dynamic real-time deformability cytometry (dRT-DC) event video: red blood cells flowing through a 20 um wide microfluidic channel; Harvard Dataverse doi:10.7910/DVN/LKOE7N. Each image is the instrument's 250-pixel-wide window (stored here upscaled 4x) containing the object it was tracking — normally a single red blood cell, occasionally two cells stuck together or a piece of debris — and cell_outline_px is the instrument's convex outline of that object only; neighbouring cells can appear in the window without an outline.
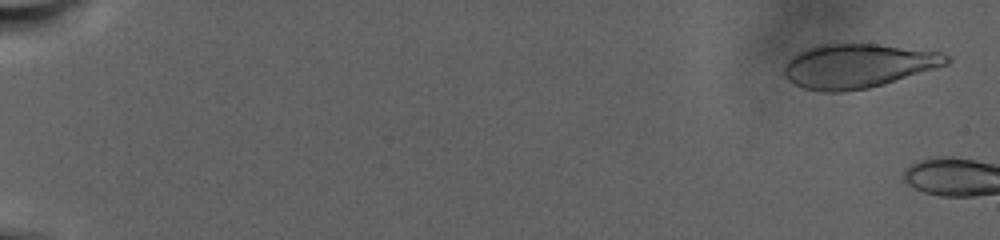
{"species": "human", "species_latin": "Homo sapiens", "temperature_condition": "warm", "stored_images_in_passage": 10, "camera_frame_rate_fps": 3000, "um_per_image_px": 0.085, "donor": {"sex": "male"}, "frame": {"image": 1, "passage_image": 4, "time_ms": 1.0, "image_size_px": [1000, 240], "cell_outline_px": [[952, 60], [948, 64], [936, 68], [884, 84], [868, 88], [844, 92], [824, 92], [804, 88], [788, 80], [784, 76], [784, 68], [788, 60], [792, 56], [808, 48], [820, 44], [876, 44], [940, 52], [952, 56]], "centroid_in_image_um": [72.94, 5.61], "position_along_channel_um": 12.1, "area_um2": 41.67}}